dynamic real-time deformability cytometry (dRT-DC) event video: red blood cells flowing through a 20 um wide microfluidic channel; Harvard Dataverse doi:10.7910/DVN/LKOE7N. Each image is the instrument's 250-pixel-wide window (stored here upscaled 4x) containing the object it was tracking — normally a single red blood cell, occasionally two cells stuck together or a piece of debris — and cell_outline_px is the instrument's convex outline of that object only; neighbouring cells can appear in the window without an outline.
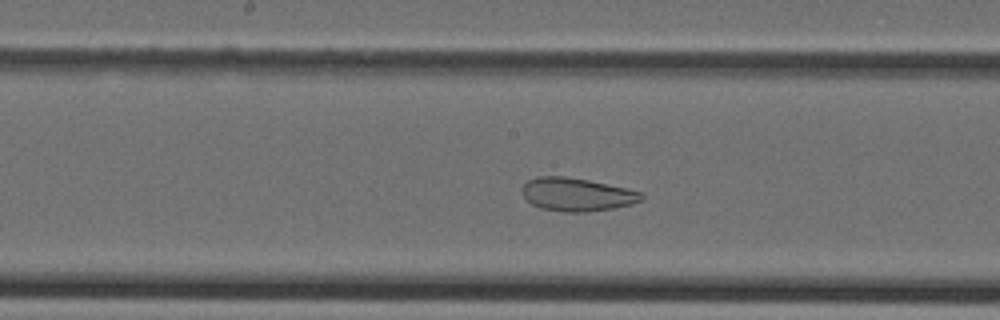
{"species": "Egyptian fruit bat (a non-hibernating species)", "species_latin": "Rousettus aegyptiacus", "temperature_condition": "cold", "stored_images_in_passage": 41, "camera_frame_rate_fps": 3000, "um_per_image_px": 0.085, "animal": {"sex": "female"}, "frame": {"image": 1, "passage_image": 19, "time_ms": 6.0, "image_size_px": [1000, 320], "cell_outline_px": [[644, 200], [632, 204], [612, 208], [588, 212], [564, 212], [540, 208], [532, 204], [520, 192], [520, 188], [528, 180], [536, 176], [564, 176], [588, 180], [628, 188], [644, 192]], "centroid_in_image_um": [49.04, 16.53], "position_along_channel_um": 199.2, "area_um2": 23.41}}
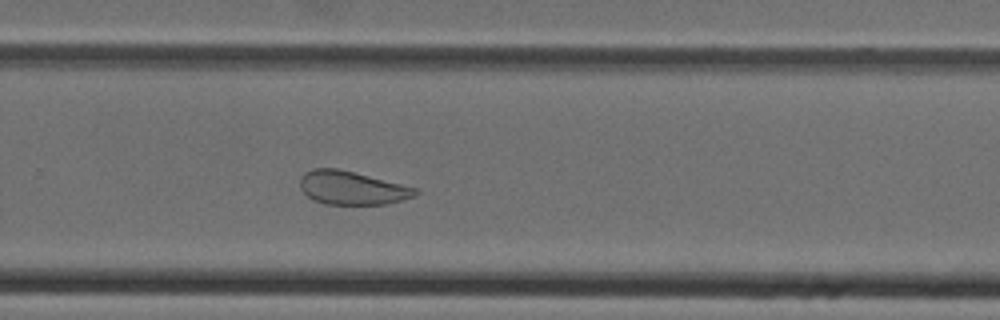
{"frame": {"image": 2, "passage_image": 26, "time_ms": 8.333, "image_size_px": [1000, 320], "cell_outline_px": [[420, 192], [412, 196], [400, 200], [384, 204], [324, 204], [308, 196], [300, 188], [300, 176], [304, 172], [312, 168], [336, 168], [416, 188]], "centroid_in_image_um": [29.85, 15.96], "position_along_channel_um": 299.9, "area_um2": 22.02}}
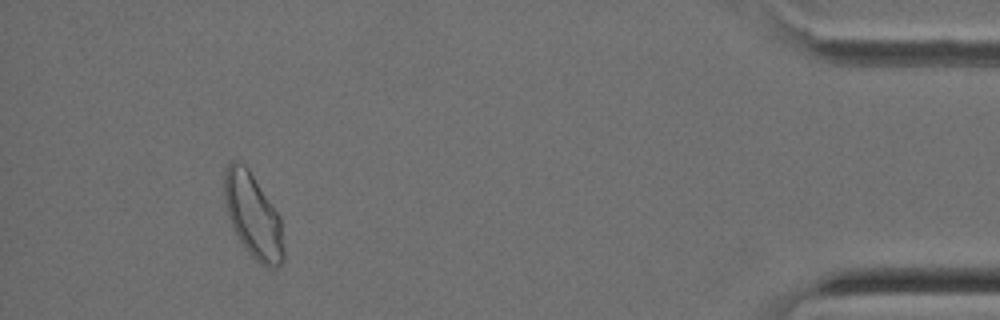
{"frame": {"image": 3, "passage_image": 38, "time_ms": 12.333, "image_size_px": [1000, 320], "cell_outline_px": [[284, 260], [276, 268], [268, 268], [260, 264], [248, 252], [232, 228], [224, 204], [224, 172], [228, 164], [232, 160], [236, 160], [244, 164], [248, 168], [280, 216], [284, 248]], "centroid_in_image_um": [21.5, 18.35], "position_along_channel_um": 413.7, "area_um2": 29.3}}